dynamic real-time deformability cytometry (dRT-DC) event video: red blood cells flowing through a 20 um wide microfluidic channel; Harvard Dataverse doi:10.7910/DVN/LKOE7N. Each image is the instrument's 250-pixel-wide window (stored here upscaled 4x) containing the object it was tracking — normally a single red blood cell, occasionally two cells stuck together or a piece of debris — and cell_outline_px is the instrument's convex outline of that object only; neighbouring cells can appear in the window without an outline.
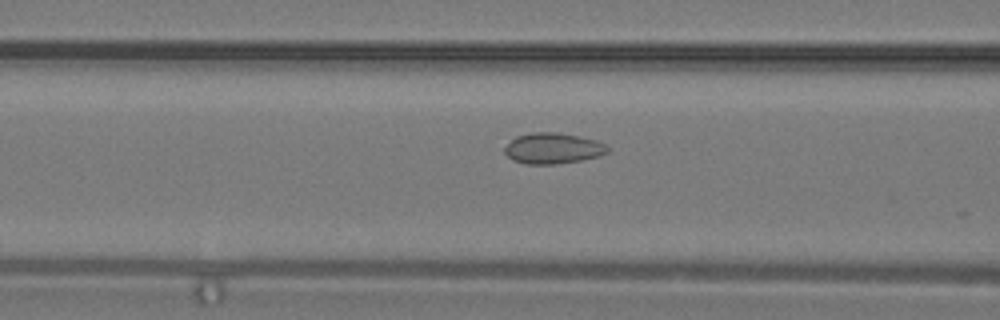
{"species": "common noctule bat (a hibernating species)", "species_latin": "Nyctalus noctula", "temperature_condition": "warm", "stored_images_in_passage": 15, "camera_frame_rate_fps": 3000, "um_per_image_px": 0.085, "animal": {"sex": "male", "body_mass_g": 19.2, "forearm_length_mm": 51.8}, "frame": {"image": 1, "passage_image": 7, "time_ms": 2.0, "image_size_px": [1000, 320], "cell_outline_px": [[608, 152], [600, 156], [580, 160], [556, 164], [524, 164], [512, 160], [504, 152], [504, 148], [516, 136], [532, 132], [556, 132], [580, 136], [596, 140], [604, 144], [608, 148]], "centroid_in_image_um": [46.99, 12.61], "position_along_channel_um": 119.6, "area_um2": 18.5}}
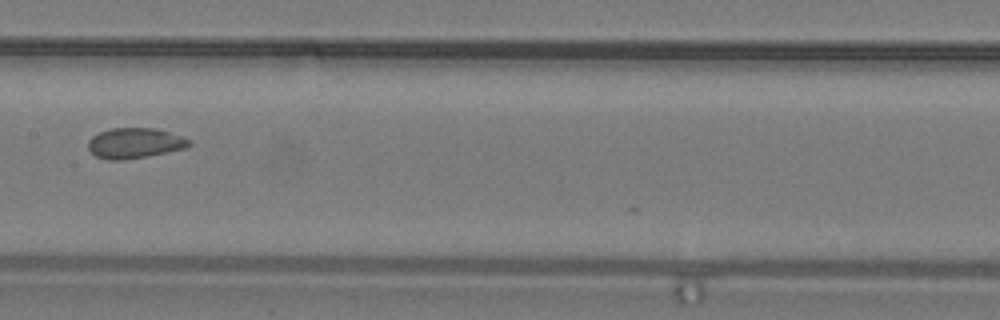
{"frame": {"image": 2, "passage_image": 11, "time_ms": 3.333, "image_size_px": [1000, 320], "cell_outline_px": [[192, 144], [188, 148], [148, 156], [124, 160], [108, 160], [96, 156], [88, 148], [88, 140], [92, 136], [100, 132], [112, 128], [152, 128], [184, 136]], "centroid_in_image_um": [11.47, 12.17], "position_along_channel_um": 195.9, "area_um2": 17.92}}
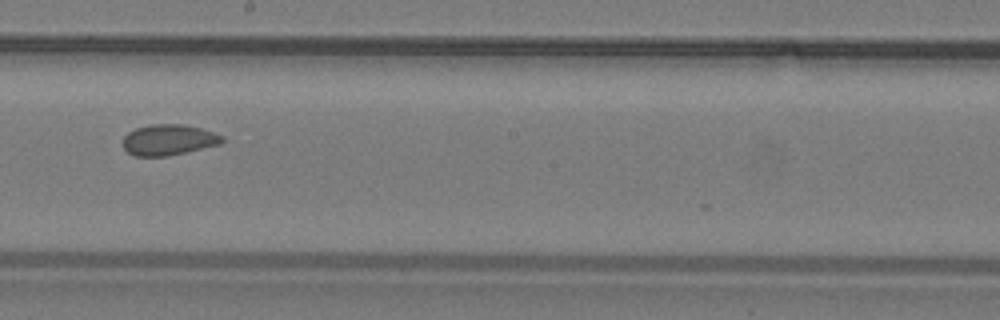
{"frame": {"image": 3, "passage_image": 13, "time_ms": 4.0, "image_size_px": [1000, 320], "cell_outline_px": [[224, 140], [220, 144], [168, 156], [136, 156], [128, 152], [124, 148], [124, 136], [128, 132], [136, 128], [152, 124], [184, 124], [200, 128], [224, 136]], "centroid_in_image_um": [14.33, 11.88], "position_along_channel_um": 233.9, "area_um2": 17.69}}